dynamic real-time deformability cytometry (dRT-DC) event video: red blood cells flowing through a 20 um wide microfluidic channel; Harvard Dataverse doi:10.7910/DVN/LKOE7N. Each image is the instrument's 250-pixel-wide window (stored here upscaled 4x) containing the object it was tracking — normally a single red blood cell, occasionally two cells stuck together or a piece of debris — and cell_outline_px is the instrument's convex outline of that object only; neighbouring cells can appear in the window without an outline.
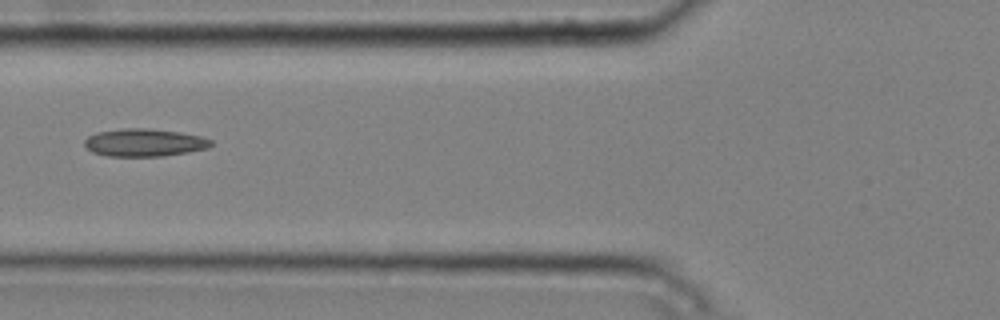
{"species": "common noctule bat (a hibernating species)", "species_latin": "Nyctalus noctula", "temperature_condition": "cold", "stored_images_in_passage": 6, "camera_frame_rate_fps": 3000, "um_per_image_px": 0.085, "animal": {"sex": "male", "body_mass_g": 20.4}, "frame": {"image": 1, "passage_image": 3, "time_ms": 0.667, "image_size_px": [1000, 320], "cell_outline_px": [[212, 144], [208, 148], [188, 152], [164, 156], [108, 156], [92, 152], [84, 144], [84, 140], [88, 136], [96, 132], [120, 128], [148, 128], [180, 132], [200, 136], [212, 140]], "centroid_in_image_um": [12.25, 12.11], "position_along_channel_um": 113.5, "area_um2": 20.52}}
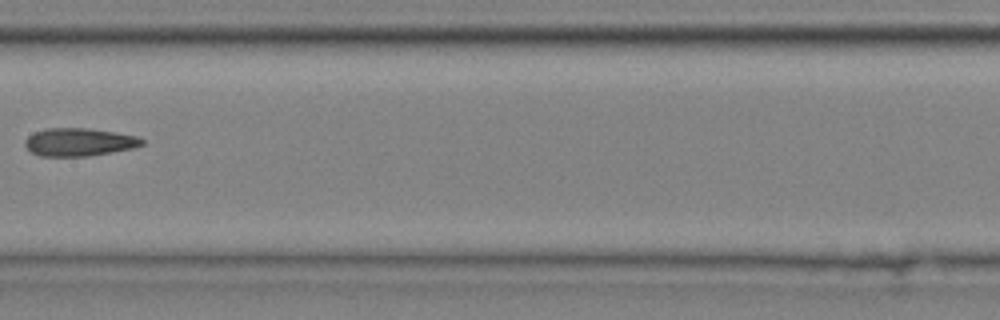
{"frame": {"image": 2, "passage_image": 5, "time_ms": 1.333, "image_size_px": [1000, 320], "cell_outline_px": [[144, 144], [132, 148], [112, 152], [88, 156], [40, 156], [32, 152], [24, 144], [24, 140], [32, 132], [48, 128], [84, 128], [112, 132], [136, 136], [144, 140]], "centroid_in_image_um": [6.68, 12.08], "position_along_channel_um": 200.7, "area_um2": 18.9}}
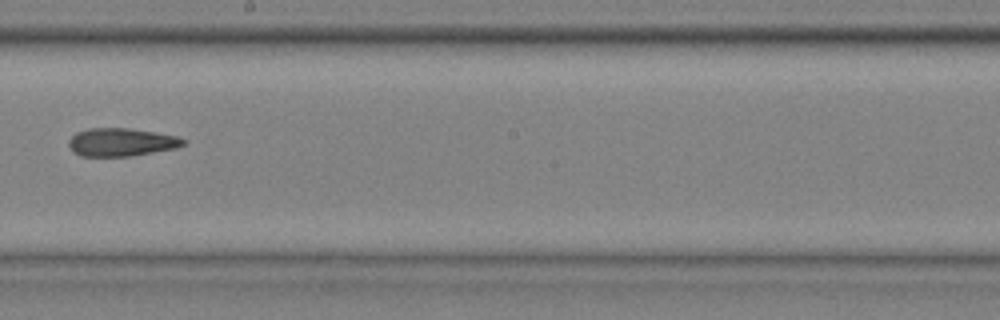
{"frame": {"image": 3, "passage_image": 6, "time_ms": 1.667, "image_size_px": [1000, 320], "cell_outline_px": [[188, 140], [184, 144], [176, 148], [128, 156], [80, 156], [72, 152], [68, 144], [68, 140], [76, 132], [88, 128], [128, 128], [176, 136]], "centroid_in_image_um": [10.26, 12.08], "position_along_channel_um": 237.9, "area_um2": 18.67}}